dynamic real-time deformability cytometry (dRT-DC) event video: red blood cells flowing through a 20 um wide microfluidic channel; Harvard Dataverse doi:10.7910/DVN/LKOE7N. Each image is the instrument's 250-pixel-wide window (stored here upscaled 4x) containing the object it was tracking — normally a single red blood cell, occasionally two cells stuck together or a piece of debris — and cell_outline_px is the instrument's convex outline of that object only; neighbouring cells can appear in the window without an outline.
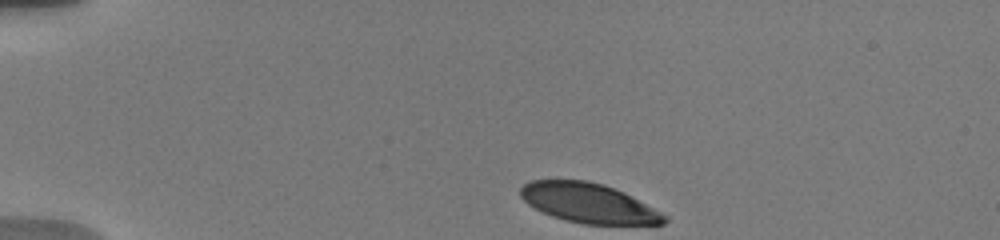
{"species": "human", "species_latin": "Homo sapiens", "temperature_condition": "warm", "stored_images_in_passage": 53, "camera_frame_rate_fps": 3000, "um_per_image_px": 0.085, "donor": {"sex": "male"}, "frame": {"image": 1, "passage_image": 1, "time_ms": 0.0, "image_size_px": [1000, 240], "cell_outline_px": [[668, 220], [664, 224], [584, 224], [552, 216], [528, 204], [520, 196], [520, 188], [524, 184], [532, 180], [588, 180], [604, 184], [624, 192], [668, 216]], "centroid_in_image_um": [50.04, 17.25], "position_along_channel_um": 35.0, "area_um2": 32.95}}
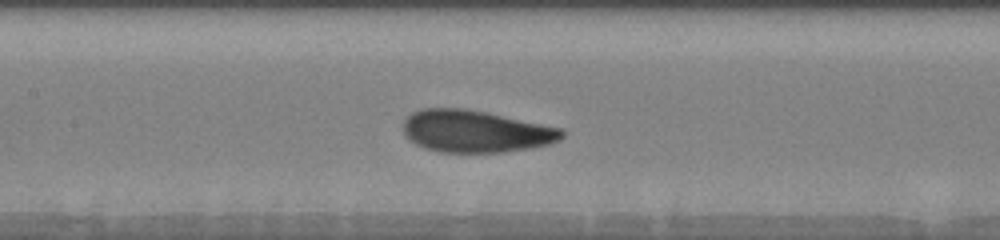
{"frame": {"image": 2, "passage_image": 19, "time_ms": 5.333, "image_size_px": [1000, 240], "cell_outline_px": [[564, 136], [560, 140], [548, 144], [528, 148], [504, 152], [440, 152], [424, 148], [416, 144], [404, 136], [404, 120], [412, 112], [420, 108], [464, 108], [484, 112], [560, 128], [564, 132]], "centroid_in_image_um": [40.37, 11.16], "position_along_channel_um": 167.0, "area_um2": 38.67}}
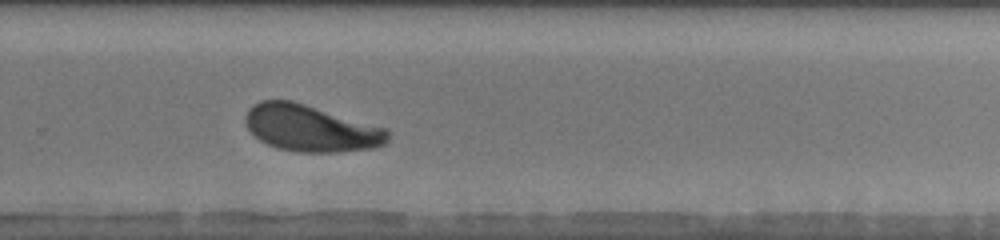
{"frame": {"image": 3, "passage_image": 33, "time_ms": 9.0, "image_size_px": [1000, 240], "cell_outline_px": [[388, 144], [372, 148], [340, 152], [300, 152], [276, 148], [260, 140], [248, 128], [244, 120], [244, 116], [248, 108], [252, 104], [260, 100], [292, 100], [388, 128]], "centroid_in_image_um": [26.42, 10.89], "position_along_channel_um": 303.4, "area_um2": 38.96}, "authors_computed_cell_mechanics": {"area_um2": 38.4948, "velocity_mm_per_s": 3.7408, "shape_relaxation_time_tau1_ms": 2.5645, "shape_relaxation_time_tau2_ms": 0.8466, "deformation_change_tau1": 0.1516, "deformation_change_tau2": 0.0661}}